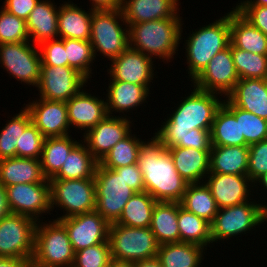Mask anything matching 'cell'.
<instances>
[{
    "label": "cell",
    "instance_id": "cell-1",
    "mask_svg": "<svg viewBox=\"0 0 267 267\" xmlns=\"http://www.w3.org/2000/svg\"><path fill=\"white\" fill-rule=\"evenodd\" d=\"M190 86L191 92L181 96L178 103L172 102L176 106L169 108L171 112L152 134L165 148H185V137L192 129L211 130L216 112L223 104V96L199 90L191 83Z\"/></svg>",
    "mask_w": 267,
    "mask_h": 267
},
{
    "label": "cell",
    "instance_id": "cell-2",
    "mask_svg": "<svg viewBox=\"0 0 267 267\" xmlns=\"http://www.w3.org/2000/svg\"><path fill=\"white\" fill-rule=\"evenodd\" d=\"M150 136L139 147L137 162L145 191L156 201L180 202L189 183L175 169L167 148Z\"/></svg>",
    "mask_w": 267,
    "mask_h": 267
},
{
    "label": "cell",
    "instance_id": "cell-3",
    "mask_svg": "<svg viewBox=\"0 0 267 267\" xmlns=\"http://www.w3.org/2000/svg\"><path fill=\"white\" fill-rule=\"evenodd\" d=\"M182 11L172 18L158 19L129 26V47L160 63L169 64L178 56L183 24ZM177 53V54H176ZM162 60V61H161Z\"/></svg>",
    "mask_w": 267,
    "mask_h": 267
},
{
    "label": "cell",
    "instance_id": "cell-4",
    "mask_svg": "<svg viewBox=\"0 0 267 267\" xmlns=\"http://www.w3.org/2000/svg\"><path fill=\"white\" fill-rule=\"evenodd\" d=\"M229 11V12H228ZM215 21L192 29L186 37L183 36L182 24L180 43L185 49V63L187 64L188 81L192 82L207 67L209 61L230 44V10ZM189 35V36H188Z\"/></svg>",
    "mask_w": 267,
    "mask_h": 267
},
{
    "label": "cell",
    "instance_id": "cell-5",
    "mask_svg": "<svg viewBox=\"0 0 267 267\" xmlns=\"http://www.w3.org/2000/svg\"><path fill=\"white\" fill-rule=\"evenodd\" d=\"M48 220L37 222L31 266L72 267L75 251L65 226L59 220Z\"/></svg>",
    "mask_w": 267,
    "mask_h": 267
},
{
    "label": "cell",
    "instance_id": "cell-6",
    "mask_svg": "<svg viewBox=\"0 0 267 267\" xmlns=\"http://www.w3.org/2000/svg\"><path fill=\"white\" fill-rule=\"evenodd\" d=\"M90 43L95 59L103 56L107 61L129 47V26L121 9L93 10Z\"/></svg>",
    "mask_w": 267,
    "mask_h": 267
},
{
    "label": "cell",
    "instance_id": "cell-7",
    "mask_svg": "<svg viewBox=\"0 0 267 267\" xmlns=\"http://www.w3.org/2000/svg\"><path fill=\"white\" fill-rule=\"evenodd\" d=\"M262 225V203L257 199H250L238 205L218 209L213 222L210 224L212 245L214 247L215 243L224 244L226 241L228 244V240H233L235 237L240 242L242 235H253L252 231H259L263 227Z\"/></svg>",
    "mask_w": 267,
    "mask_h": 267
},
{
    "label": "cell",
    "instance_id": "cell-8",
    "mask_svg": "<svg viewBox=\"0 0 267 267\" xmlns=\"http://www.w3.org/2000/svg\"><path fill=\"white\" fill-rule=\"evenodd\" d=\"M53 219H64L70 216L95 211L96 186L95 178L86 179H49ZM60 208V209H59ZM62 214H58V210ZM57 210V211H56ZM59 215V216H57ZM55 216V218H54Z\"/></svg>",
    "mask_w": 267,
    "mask_h": 267
},
{
    "label": "cell",
    "instance_id": "cell-9",
    "mask_svg": "<svg viewBox=\"0 0 267 267\" xmlns=\"http://www.w3.org/2000/svg\"><path fill=\"white\" fill-rule=\"evenodd\" d=\"M108 241L112 259L127 262L157 257L160 246L150 227H128L117 223L109 225Z\"/></svg>",
    "mask_w": 267,
    "mask_h": 267
},
{
    "label": "cell",
    "instance_id": "cell-10",
    "mask_svg": "<svg viewBox=\"0 0 267 267\" xmlns=\"http://www.w3.org/2000/svg\"><path fill=\"white\" fill-rule=\"evenodd\" d=\"M96 206L99 213L109 224L115 223L129 199L136 193L122 176L114 169L102 167L99 163L95 170Z\"/></svg>",
    "mask_w": 267,
    "mask_h": 267
},
{
    "label": "cell",
    "instance_id": "cell-11",
    "mask_svg": "<svg viewBox=\"0 0 267 267\" xmlns=\"http://www.w3.org/2000/svg\"><path fill=\"white\" fill-rule=\"evenodd\" d=\"M41 65L38 45L31 41L0 44V67L27 88L38 86Z\"/></svg>",
    "mask_w": 267,
    "mask_h": 267
},
{
    "label": "cell",
    "instance_id": "cell-12",
    "mask_svg": "<svg viewBox=\"0 0 267 267\" xmlns=\"http://www.w3.org/2000/svg\"><path fill=\"white\" fill-rule=\"evenodd\" d=\"M37 221L29 216L10 214L0 221V257L25 258L34 254Z\"/></svg>",
    "mask_w": 267,
    "mask_h": 267
},
{
    "label": "cell",
    "instance_id": "cell-13",
    "mask_svg": "<svg viewBox=\"0 0 267 267\" xmlns=\"http://www.w3.org/2000/svg\"><path fill=\"white\" fill-rule=\"evenodd\" d=\"M89 80L69 66H41L40 80L35 88L37 98L67 102L85 86Z\"/></svg>",
    "mask_w": 267,
    "mask_h": 267
},
{
    "label": "cell",
    "instance_id": "cell-14",
    "mask_svg": "<svg viewBox=\"0 0 267 267\" xmlns=\"http://www.w3.org/2000/svg\"><path fill=\"white\" fill-rule=\"evenodd\" d=\"M154 62L156 61L148 55L128 47L118 57L110 60V63L107 62V66H105L107 69L104 72H107V77L112 80L138 84L154 90L152 89L155 87L153 83L156 80L154 79L158 78L157 73H159L155 71L156 63Z\"/></svg>",
    "mask_w": 267,
    "mask_h": 267
},
{
    "label": "cell",
    "instance_id": "cell-15",
    "mask_svg": "<svg viewBox=\"0 0 267 267\" xmlns=\"http://www.w3.org/2000/svg\"><path fill=\"white\" fill-rule=\"evenodd\" d=\"M5 188L13 214L29 216L37 222L53 214L49 180L43 183H20Z\"/></svg>",
    "mask_w": 267,
    "mask_h": 267
},
{
    "label": "cell",
    "instance_id": "cell-16",
    "mask_svg": "<svg viewBox=\"0 0 267 267\" xmlns=\"http://www.w3.org/2000/svg\"><path fill=\"white\" fill-rule=\"evenodd\" d=\"M238 81L239 76L234 66L230 43L209 61L203 72L191 83L199 90L216 93L226 98Z\"/></svg>",
    "mask_w": 267,
    "mask_h": 267
},
{
    "label": "cell",
    "instance_id": "cell-17",
    "mask_svg": "<svg viewBox=\"0 0 267 267\" xmlns=\"http://www.w3.org/2000/svg\"><path fill=\"white\" fill-rule=\"evenodd\" d=\"M133 121L137 122L135 119L108 115L89 129L82 136V141L92 156L100 162L119 141L133 131L132 127L135 125Z\"/></svg>",
    "mask_w": 267,
    "mask_h": 267
},
{
    "label": "cell",
    "instance_id": "cell-18",
    "mask_svg": "<svg viewBox=\"0 0 267 267\" xmlns=\"http://www.w3.org/2000/svg\"><path fill=\"white\" fill-rule=\"evenodd\" d=\"M24 103L32 123L45 138L71 134L66 102L35 98Z\"/></svg>",
    "mask_w": 267,
    "mask_h": 267
},
{
    "label": "cell",
    "instance_id": "cell-19",
    "mask_svg": "<svg viewBox=\"0 0 267 267\" xmlns=\"http://www.w3.org/2000/svg\"><path fill=\"white\" fill-rule=\"evenodd\" d=\"M86 87L66 102L70 128L82 136L108 116L106 98Z\"/></svg>",
    "mask_w": 267,
    "mask_h": 267
},
{
    "label": "cell",
    "instance_id": "cell-20",
    "mask_svg": "<svg viewBox=\"0 0 267 267\" xmlns=\"http://www.w3.org/2000/svg\"><path fill=\"white\" fill-rule=\"evenodd\" d=\"M75 252L108 241L109 223L96 211L58 219Z\"/></svg>",
    "mask_w": 267,
    "mask_h": 267
},
{
    "label": "cell",
    "instance_id": "cell-21",
    "mask_svg": "<svg viewBox=\"0 0 267 267\" xmlns=\"http://www.w3.org/2000/svg\"><path fill=\"white\" fill-rule=\"evenodd\" d=\"M108 81L105 82L104 85L106 86V83H108V87H104L106 92L103 91L102 95L106 93V106L109 116H115V114L119 113L116 116L133 119V116L131 117L129 115H133V113L136 114L137 109L140 108V106V110H142V108L144 109L143 106H146L144 104L147 103L148 105V102H150L147 101V99L149 100L151 97L150 94L153 93H150L151 90L146 86L124 81H115L110 77L108 78Z\"/></svg>",
    "mask_w": 267,
    "mask_h": 267
},
{
    "label": "cell",
    "instance_id": "cell-22",
    "mask_svg": "<svg viewBox=\"0 0 267 267\" xmlns=\"http://www.w3.org/2000/svg\"><path fill=\"white\" fill-rule=\"evenodd\" d=\"M205 183L210 188L218 209L257 199L253 198L254 182L248 175L209 173Z\"/></svg>",
    "mask_w": 267,
    "mask_h": 267
},
{
    "label": "cell",
    "instance_id": "cell-23",
    "mask_svg": "<svg viewBox=\"0 0 267 267\" xmlns=\"http://www.w3.org/2000/svg\"><path fill=\"white\" fill-rule=\"evenodd\" d=\"M180 0H122V13L131 24L172 18L180 10Z\"/></svg>",
    "mask_w": 267,
    "mask_h": 267
},
{
    "label": "cell",
    "instance_id": "cell-24",
    "mask_svg": "<svg viewBox=\"0 0 267 267\" xmlns=\"http://www.w3.org/2000/svg\"><path fill=\"white\" fill-rule=\"evenodd\" d=\"M59 3L58 38L90 40L93 10L82 5L77 6L72 0Z\"/></svg>",
    "mask_w": 267,
    "mask_h": 267
},
{
    "label": "cell",
    "instance_id": "cell-25",
    "mask_svg": "<svg viewBox=\"0 0 267 267\" xmlns=\"http://www.w3.org/2000/svg\"><path fill=\"white\" fill-rule=\"evenodd\" d=\"M226 98L235 107L267 120V79H239Z\"/></svg>",
    "mask_w": 267,
    "mask_h": 267
},
{
    "label": "cell",
    "instance_id": "cell-26",
    "mask_svg": "<svg viewBox=\"0 0 267 267\" xmlns=\"http://www.w3.org/2000/svg\"><path fill=\"white\" fill-rule=\"evenodd\" d=\"M175 169L189 184L203 183L210 172V150L167 148Z\"/></svg>",
    "mask_w": 267,
    "mask_h": 267
},
{
    "label": "cell",
    "instance_id": "cell-27",
    "mask_svg": "<svg viewBox=\"0 0 267 267\" xmlns=\"http://www.w3.org/2000/svg\"><path fill=\"white\" fill-rule=\"evenodd\" d=\"M54 0H39L26 20L30 41L40 43L58 38L59 5ZM58 5V6H57Z\"/></svg>",
    "mask_w": 267,
    "mask_h": 267
},
{
    "label": "cell",
    "instance_id": "cell-28",
    "mask_svg": "<svg viewBox=\"0 0 267 267\" xmlns=\"http://www.w3.org/2000/svg\"><path fill=\"white\" fill-rule=\"evenodd\" d=\"M47 180L40 159L23 157L0 159V183L5 187L20 183H43Z\"/></svg>",
    "mask_w": 267,
    "mask_h": 267
},
{
    "label": "cell",
    "instance_id": "cell-29",
    "mask_svg": "<svg viewBox=\"0 0 267 267\" xmlns=\"http://www.w3.org/2000/svg\"><path fill=\"white\" fill-rule=\"evenodd\" d=\"M230 43L241 50L267 55V36L230 8Z\"/></svg>",
    "mask_w": 267,
    "mask_h": 267
},
{
    "label": "cell",
    "instance_id": "cell-30",
    "mask_svg": "<svg viewBox=\"0 0 267 267\" xmlns=\"http://www.w3.org/2000/svg\"><path fill=\"white\" fill-rule=\"evenodd\" d=\"M249 146H211L210 172L247 175Z\"/></svg>",
    "mask_w": 267,
    "mask_h": 267
},
{
    "label": "cell",
    "instance_id": "cell-31",
    "mask_svg": "<svg viewBox=\"0 0 267 267\" xmlns=\"http://www.w3.org/2000/svg\"><path fill=\"white\" fill-rule=\"evenodd\" d=\"M206 253L207 249L200 245L173 242L161 244L157 258L163 267H203Z\"/></svg>",
    "mask_w": 267,
    "mask_h": 267
},
{
    "label": "cell",
    "instance_id": "cell-32",
    "mask_svg": "<svg viewBox=\"0 0 267 267\" xmlns=\"http://www.w3.org/2000/svg\"><path fill=\"white\" fill-rule=\"evenodd\" d=\"M150 230L157 242H180L178 202L157 201L152 212Z\"/></svg>",
    "mask_w": 267,
    "mask_h": 267
},
{
    "label": "cell",
    "instance_id": "cell-33",
    "mask_svg": "<svg viewBox=\"0 0 267 267\" xmlns=\"http://www.w3.org/2000/svg\"><path fill=\"white\" fill-rule=\"evenodd\" d=\"M81 139L82 136L74 139L72 134L45 138L40 160L43 174L48 180L60 171L67 156Z\"/></svg>",
    "mask_w": 267,
    "mask_h": 267
},
{
    "label": "cell",
    "instance_id": "cell-34",
    "mask_svg": "<svg viewBox=\"0 0 267 267\" xmlns=\"http://www.w3.org/2000/svg\"><path fill=\"white\" fill-rule=\"evenodd\" d=\"M210 136L211 146H247L241 136L240 118H235L223 104L216 112Z\"/></svg>",
    "mask_w": 267,
    "mask_h": 267
},
{
    "label": "cell",
    "instance_id": "cell-35",
    "mask_svg": "<svg viewBox=\"0 0 267 267\" xmlns=\"http://www.w3.org/2000/svg\"><path fill=\"white\" fill-rule=\"evenodd\" d=\"M98 163L81 140L69 153L60 171L51 179L93 178Z\"/></svg>",
    "mask_w": 267,
    "mask_h": 267
},
{
    "label": "cell",
    "instance_id": "cell-36",
    "mask_svg": "<svg viewBox=\"0 0 267 267\" xmlns=\"http://www.w3.org/2000/svg\"><path fill=\"white\" fill-rule=\"evenodd\" d=\"M179 203L185 210L205 219L210 224L218 211L211 190L205 182L188 184Z\"/></svg>",
    "mask_w": 267,
    "mask_h": 267
},
{
    "label": "cell",
    "instance_id": "cell-37",
    "mask_svg": "<svg viewBox=\"0 0 267 267\" xmlns=\"http://www.w3.org/2000/svg\"><path fill=\"white\" fill-rule=\"evenodd\" d=\"M178 227L180 242L212 247L211 226L208 221L185 210L178 202Z\"/></svg>",
    "mask_w": 267,
    "mask_h": 267
},
{
    "label": "cell",
    "instance_id": "cell-38",
    "mask_svg": "<svg viewBox=\"0 0 267 267\" xmlns=\"http://www.w3.org/2000/svg\"><path fill=\"white\" fill-rule=\"evenodd\" d=\"M156 202L146 191L135 193L126 203L122 214L115 223L128 227H150Z\"/></svg>",
    "mask_w": 267,
    "mask_h": 267
},
{
    "label": "cell",
    "instance_id": "cell-39",
    "mask_svg": "<svg viewBox=\"0 0 267 267\" xmlns=\"http://www.w3.org/2000/svg\"><path fill=\"white\" fill-rule=\"evenodd\" d=\"M18 113L7 118V122L0 128V159L16 157V146H19V138L25 128L32 122L30 113L24 107ZM12 116V117H11Z\"/></svg>",
    "mask_w": 267,
    "mask_h": 267
},
{
    "label": "cell",
    "instance_id": "cell-40",
    "mask_svg": "<svg viewBox=\"0 0 267 267\" xmlns=\"http://www.w3.org/2000/svg\"><path fill=\"white\" fill-rule=\"evenodd\" d=\"M133 129L134 132L132 131L126 138L119 141L99 162L102 167L115 169L138 162L139 147L147 139L142 140V134L138 135L139 137L136 136L139 131L135 134V126Z\"/></svg>",
    "mask_w": 267,
    "mask_h": 267
},
{
    "label": "cell",
    "instance_id": "cell-41",
    "mask_svg": "<svg viewBox=\"0 0 267 267\" xmlns=\"http://www.w3.org/2000/svg\"><path fill=\"white\" fill-rule=\"evenodd\" d=\"M65 51L67 66L77 70L91 83V78L95 75L92 68H97L93 63L97 62L90 40L65 39Z\"/></svg>",
    "mask_w": 267,
    "mask_h": 267
},
{
    "label": "cell",
    "instance_id": "cell-42",
    "mask_svg": "<svg viewBox=\"0 0 267 267\" xmlns=\"http://www.w3.org/2000/svg\"><path fill=\"white\" fill-rule=\"evenodd\" d=\"M223 105L235 118H240L241 136H244L247 146L267 140V120L235 107L227 98H224Z\"/></svg>",
    "mask_w": 267,
    "mask_h": 267
},
{
    "label": "cell",
    "instance_id": "cell-43",
    "mask_svg": "<svg viewBox=\"0 0 267 267\" xmlns=\"http://www.w3.org/2000/svg\"><path fill=\"white\" fill-rule=\"evenodd\" d=\"M231 53L239 79H267V55L244 51L232 44Z\"/></svg>",
    "mask_w": 267,
    "mask_h": 267
},
{
    "label": "cell",
    "instance_id": "cell-44",
    "mask_svg": "<svg viewBox=\"0 0 267 267\" xmlns=\"http://www.w3.org/2000/svg\"><path fill=\"white\" fill-rule=\"evenodd\" d=\"M30 41L26 21L0 7V44Z\"/></svg>",
    "mask_w": 267,
    "mask_h": 267
},
{
    "label": "cell",
    "instance_id": "cell-45",
    "mask_svg": "<svg viewBox=\"0 0 267 267\" xmlns=\"http://www.w3.org/2000/svg\"><path fill=\"white\" fill-rule=\"evenodd\" d=\"M112 261L109 241L75 252L72 267H103Z\"/></svg>",
    "mask_w": 267,
    "mask_h": 267
},
{
    "label": "cell",
    "instance_id": "cell-46",
    "mask_svg": "<svg viewBox=\"0 0 267 267\" xmlns=\"http://www.w3.org/2000/svg\"><path fill=\"white\" fill-rule=\"evenodd\" d=\"M45 137L31 122L19 138L16 157L41 159Z\"/></svg>",
    "mask_w": 267,
    "mask_h": 267
},
{
    "label": "cell",
    "instance_id": "cell-47",
    "mask_svg": "<svg viewBox=\"0 0 267 267\" xmlns=\"http://www.w3.org/2000/svg\"><path fill=\"white\" fill-rule=\"evenodd\" d=\"M41 66H67L65 39L47 40L38 45Z\"/></svg>",
    "mask_w": 267,
    "mask_h": 267
},
{
    "label": "cell",
    "instance_id": "cell-48",
    "mask_svg": "<svg viewBox=\"0 0 267 267\" xmlns=\"http://www.w3.org/2000/svg\"><path fill=\"white\" fill-rule=\"evenodd\" d=\"M267 172V140L249 146L248 177L255 182Z\"/></svg>",
    "mask_w": 267,
    "mask_h": 267
},
{
    "label": "cell",
    "instance_id": "cell-49",
    "mask_svg": "<svg viewBox=\"0 0 267 267\" xmlns=\"http://www.w3.org/2000/svg\"><path fill=\"white\" fill-rule=\"evenodd\" d=\"M233 8L252 26L267 36V6L234 5Z\"/></svg>",
    "mask_w": 267,
    "mask_h": 267
},
{
    "label": "cell",
    "instance_id": "cell-50",
    "mask_svg": "<svg viewBox=\"0 0 267 267\" xmlns=\"http://www.w3.org/2000/svg\"><path fill=\"white\" fill-rule=\"evenodd\" d=\"M114 170L122 176L126 184L136 193L145 191L142 172L137 163L115 168Z\"/></svg>",
    "mask_w": 267,
    "mask_h": 267
},
{
    "label": "cell",
    "instance_id": "cell-51",
    "mask_svg": "<svg viewBox=\"0 0 267 267\" xmlns=\"http://www.w3.org/2000/svg\"><path fill=\"white\" fill-rule=\"evenodd\" d=\"M211 130L192 129L185 137V148L199 150L211 149Z\"/></svg>",
    "mask_w": 267,
    "mask_h": 267
},
{
    "label": "cell",
    "instance_id": "cell-52",
    "mask_svg": "<svg viewBox=\"0 0 267 267\" xmlns=\"http://www.w3.org/2000/svg\"><path fill=\"white\" fill-rule=\"evenodd\" d=\"M38 1L39 0H4L1 7L26 21Z\"/></svg>",
    "mask_w": 267,
    "mask_h": 267
},
{
    "label": "cell",
    "instance_id": "cell-53",
    "mask_svg": "<svg viewBox=\"0 0 267 267\" xmlns=\"http://www.w3.org/2000/svg\"><path fill=\"white\" fill-rule=\"evenodd\" d=\"M89 8L92 10H112L121 9L122 0H88ZM91 5V6H90Z\"/></svg>",
    "mask_w": 267,
    "mask_h": 267
},
{
    "label": "cell",
    "instance_id": "cell-54",
    "mask_svg": "<svg viewBox=\"0 0 267 267\" xmlns=\"http://www.w3.org/2000/svg\"><path fill=\"white\" fill-rule=\"evenodd\" d=\"M259 185V186H258ZM254 189H256V191H254V193H256L255 197L257 196V194L259 196H257L258 199L262 205L265 203V200H267V172L264 173L263 175H261L255 182H254ZM261 189V190H260ZM259 191H261V193H259ZM264 193V194H263ZM260 194L262 195L260 196ZM262 197V198H261ZM265 197V198H264ZM264 199V200H263Z\"/></svg>",
    "mask_w": 267,
    "mask_h": 267
},
{
    "label": "cell",
    "instance_id": "cell-55",
    "mask_svg": "<svg viewBox=\"0 0 267 267\" xmlns=\"http://www.w3.org/2000/svg\"><path fill=\"white\" fill-rule=\"evenodd\" d=\"M10 214H12V212L8 203L6 188L0 183V221Z\"/></svg>",
    "mask_w": 267,
    "mask_h": 267
},
{
    "label": "cell",
    "instance_id": "cell-56",
    "mask_svg": "<svg viewBox=\"0 0 267 267\" xmlns=\"http://www.w3.org/2000/svg\"><path fill=\"white\" fill-rule=\"evenodd\" d=\"M31 262L25 258L0 257V267H30Z\"/></svg>",
    "mask_w": 267,
    "mask_h": 267
},
{
    "label": "cell",
    "instance_id": "cell-57",
    "mask_svg": "<svg viewBox=\"0 0 267 267\" xmlns=\"http://www.w3.org/2000/svg\"><path fill=\"white\" fill-rule=\"evenodd\" d=\"M134 267H163L157 257L134 262Z\"/></svg>",
    "mask_w": 267,
    "mask_h": 267
},
{
    "label": "cell",
    "instance_id": "cell-58",
    "mask_svg": "<svg viewBox=\"0 0 267 267\" xmlns=\"http://www.w3.org/2000/svg\"><path fill=\"white\" fill-rule=\"evenodd\" d=\"M238 2L236 3V5H261V6H267V0H238Z\"/></svg>",
    "mask_w": 267,
    "mask_h": 267
},
{
    "label": "cell",
    "instance_id": "cell-59",
    "mask_svg": "<svg viewBox=\"0 0 267 267\" xmlns=\"http://www.w3.org/2000/svg\"><path fill=\"white\" fill-rule=\"evenodd\" d=\"M112 267H134V262L118 261L112 259Z\"/></svg>",
    "mask_w": 267,
    "mask_h": 267
},
{
    "label": "cell",
    "instance_id": "cell-60",
    "mask_svg": "<svg viewBox=\"0 0 267 267\" xmlns=\"http://www.w3.org/2000/svg\"><path fill=\"white\" fill-rule=\"evenodd\" d=\"M262 214H263V228H266L267 226V202H265L263 205H262ZM264 225H266L264 227Z\"/></svg>",
    "mask_w": 267,
    "mask_h": 267
},
{
    "label": "cell",
    "instance_id": "cell-61",
    "mask_svg": "<svg viewBox=\"0 0 267 267\" xmlns=\"http://www.w3.org/2000/svg\"><path fill=\"white\" fill-rule=\"evenodd\" d=\"M103 267H112V261Z\"/></svg>",
    "mask_w": 267,
    "mask_h": 267
}]
</instances>
